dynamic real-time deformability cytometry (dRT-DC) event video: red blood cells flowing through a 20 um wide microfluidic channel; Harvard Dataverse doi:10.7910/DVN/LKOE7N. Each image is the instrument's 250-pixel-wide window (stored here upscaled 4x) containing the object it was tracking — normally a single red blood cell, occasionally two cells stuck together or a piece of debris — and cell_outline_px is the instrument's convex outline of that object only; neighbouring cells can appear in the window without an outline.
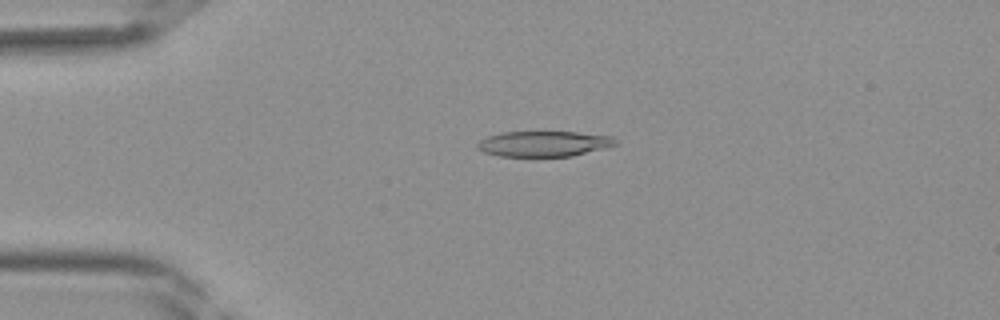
{"species": "Egyptian fruit bat (a non-hibernating species)", "species_latin": "Rousettus aegyptiacus", "temperature_condition": "room temperature", "stored_images_in_passage": 39, "camera_frame_rate_fps": 3000, "um_per_image_px": 0.085, "frame": {"image": 1, "passage_image": 8, "time_ms": 2.333, "image_size_px": [1000, 320], "cell_outline_px": [[616, 144], [572, 156], [500, 156], [484, 152], [476, 148], [476, 144], [480, 140], [488, 136], [504, 132], [576, 132], [612, 136], [616, 140]], "centroid_in_image_um": [46.18, 12.21], "position_along_channel_um": 38.8, "area_um2": 20.23}}
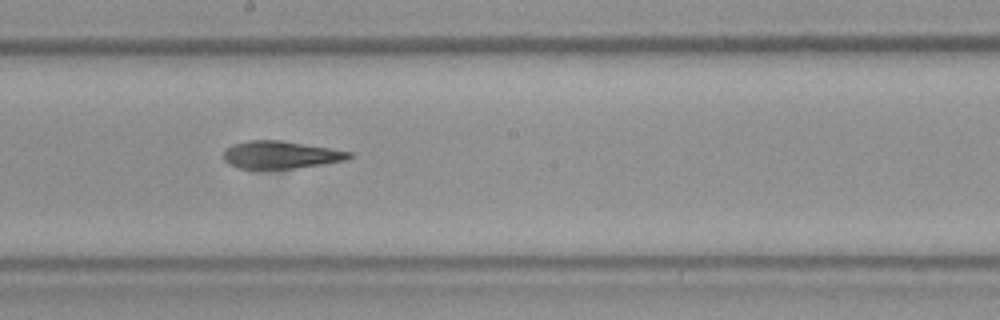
{"frame": {"image": 2, "passage_image": 21, "time_ms": 6.667, "image_size_px": [1000, 320], "cell_outline_px": [[352, 156], [348, 160], [324, 164], [296, 168], [236, 168], [228, 164], [224, 160], [224, 152], [232, 144], [248, 140], [280, 140], [352, 152]], "centroid_in_image_um": [23.85, 13.16], "position_along_channel_um": 224.3, "area_um2": 20.06}}
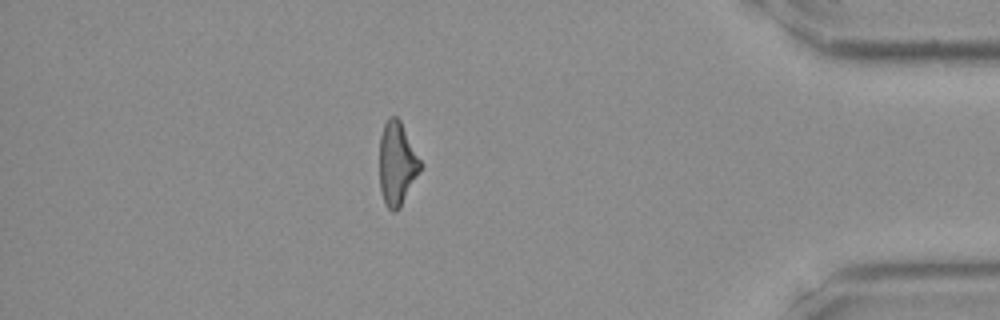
{"frame": {"image": 3, "passage_image": 34, "time_ms": 11.0, "image_size_px": [1000, 320], "cell_outline_px": [[424, 164], [400, 208], [396, 212], [392, 212], [384, 204], [380, 188], [380, 136], [384, 124], [388, 116], [396, 116], [400, 120]], "centroid_in_image_um": [33.76, 13.91], "position_along_channel_um": 401.4, "area_um2": 20.17}}